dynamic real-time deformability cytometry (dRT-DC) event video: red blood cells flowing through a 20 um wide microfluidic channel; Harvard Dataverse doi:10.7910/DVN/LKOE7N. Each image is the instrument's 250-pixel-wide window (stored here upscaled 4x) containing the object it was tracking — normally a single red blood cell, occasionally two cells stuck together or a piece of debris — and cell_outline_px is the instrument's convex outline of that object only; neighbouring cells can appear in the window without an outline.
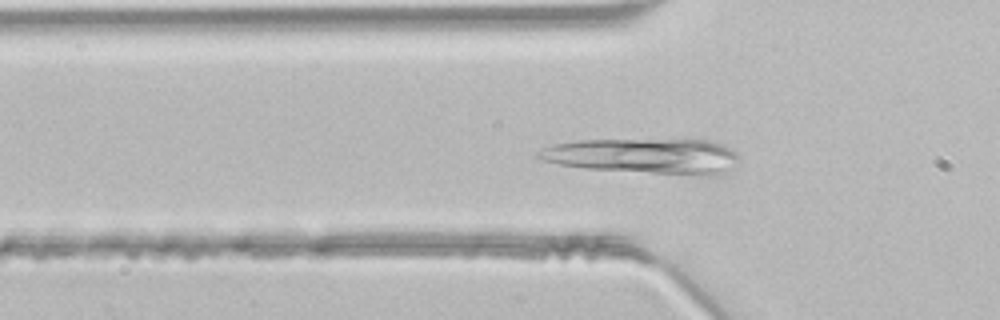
{"species": "common noctule bat (a hibernating species)", "species_latin": "Nyctalus noctula", "temperature_condition": "room temperature", "stored_images_in_passage": 47, "camera_frame_rate_fps": 3000, "um_per_image_px": 0.085, "animal": {"sex": "male", "body_mass_g": 21.5, "forearm_length_mm": 52.0}, "frame": {"image": 1, "passage_image": 15, "time_ms": 4.667, "image_size_px": [1000, 320], "cell_outline_px": [[740, 160], [720, 176], [696, 176], [584, 168], [560, 164], [544, 160], [532, 156], [536, 152], [544, 148], [556, 144], [580, 140], [708, 140], [724, 144], [732, 148], [740, 156]], "centroid_in_image_um": [54.84, 13.28], "position_along_channel_um": 71.0, "area_um2": 41.67}}
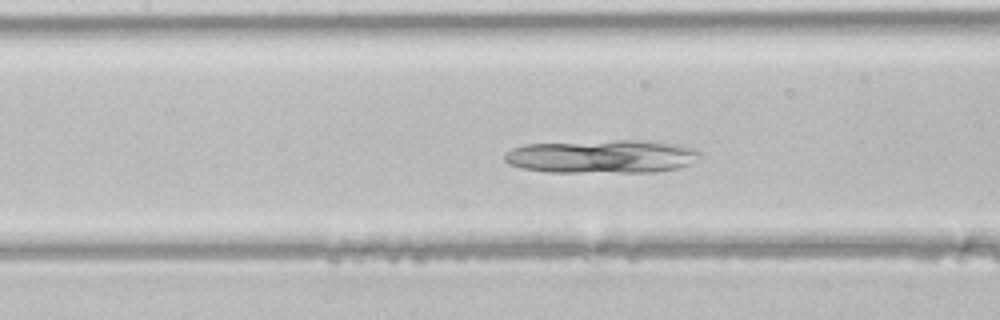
{"frame": {"image": 2, "passage_image": 21, "time_ms": 6.667, "image_size_px": [1000, 320], "cell_outline_px": [[700, 156], [688, 164], [680, 168], [656, 172], [544, 172], [524, 168], [508, 164], [504, 160], [504, 152], [512, 148], [524, 144], [616, 140], [656, 140], [680, 144], [696, 148], [700, 152]], "centroid_in_image_um": [51.19, 13.29], "position_along_channel_um": 156.2, "area_um2": 38.55}}
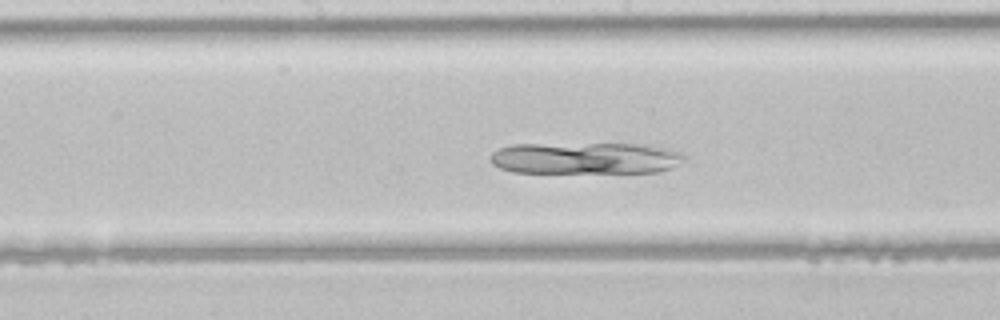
{"frame": {"image": 3, "passage_image": 24, "time_ms": 7.667, "image_size_px": [1000, 320], "cell_outline_px": [[684, 160], [672, 168], [660, 172], [512, 172], [500, 168], [492, 164], [488, 160], [488, 156], [492, 152], [500, 148], [512, 144], [636, 144], [664, 148], [680, 152], [684, 156]], "centroid_in_image_um": [49.7, 13.45], "position_along_channel_um": 198.5, "area_um2": 35.78}}